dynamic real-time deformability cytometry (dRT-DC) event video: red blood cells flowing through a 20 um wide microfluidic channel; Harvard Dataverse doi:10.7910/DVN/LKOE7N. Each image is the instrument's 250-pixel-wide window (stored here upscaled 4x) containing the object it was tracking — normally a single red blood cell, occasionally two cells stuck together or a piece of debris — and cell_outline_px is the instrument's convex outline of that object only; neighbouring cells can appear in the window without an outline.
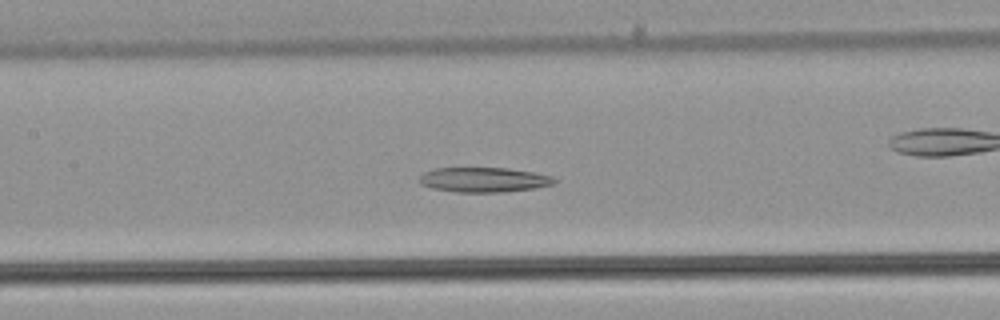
{"species": "common noctule bat (a hibernating species)", "species_latin": "Nyctalus noctula", "temperature_condition": "warm", "stored_images_in_passage": 54, "camera_frame_rate_fps": 3000, "um_per_image_px": 0.085, "animal": {"sex": "male", "body_mass_g": 21.5, "forearm_length_mm": 52.0}, "frame": {"image": 1, "passage_image": 25, "time_ms": 8.0, "image_size_px": [1000, 320], "cell_outline_px": [[556, 180], [552, 184], [536, 188], [504, 192], [456, 192], [432, 188], [420, 184], [420, 176], [424, 172], [436, 168], [508, 168], [532, 172], [552, 176]], "centroid_in_image_um": [41.11, 15.28], "position_along_channel_um": 166.3, "area_um2": 19.42}}
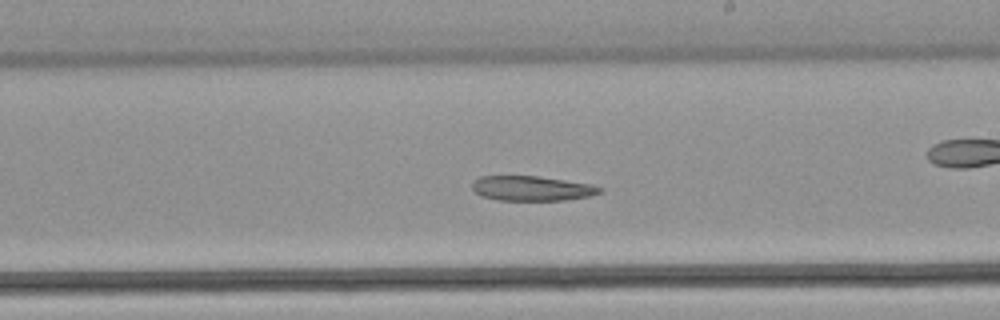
{"frame": {"image": 2, "passage_image": 31, "time_ms": 10.0, "image_size_px": [1000, 320], "cell_outline_px": [[604, 188], [600, 192], [588, 196], [564, 200], [496, 200], [480, 196], [472, 188], [472, 180], [480, 176], [536, 176], [592, 184]], "centroid_in_image_um": [45.16, 16.01], "position_along_channel_um": 243.8, "area_um2": 18.44}}
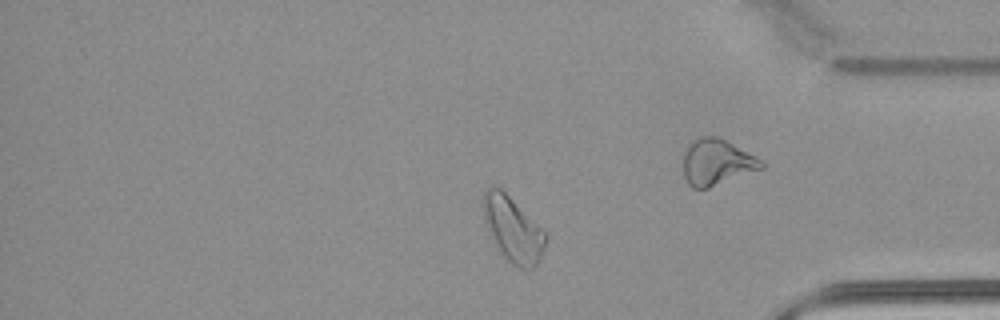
{"frame": {"image": 3, "passage_image": 44, "time_ms": 14.333, "image_size_px": [1000, 320], "cell_outline_px": [[548, 236], [544, 248], [536, 268], [520, 268], [512, 264], [504, 256], [488, 232], [484, 220], [480, 204], [484, 192], [492, 184], [500, 188], [548, 232]], "centroid_in_image_um": [43.59, 19.45], "position_along_channel_um": 391.6, "area_um2": 23.99}}